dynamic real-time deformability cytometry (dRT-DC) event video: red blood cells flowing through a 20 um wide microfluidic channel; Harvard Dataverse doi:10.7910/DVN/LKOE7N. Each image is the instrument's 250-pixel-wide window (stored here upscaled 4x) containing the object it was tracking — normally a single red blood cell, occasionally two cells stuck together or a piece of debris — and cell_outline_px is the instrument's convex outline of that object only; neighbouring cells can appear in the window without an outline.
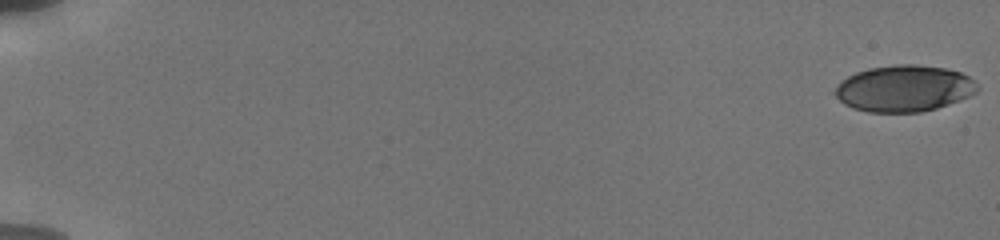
{"species": "human", "species_latin": "Homo sapiens", "temperature_condition": "cold", "stored_images_in_passage": 44, "camera_frame_rate_fps": 3000, "um_per_image_px": 0.085, "donor": {"sex": "male"}, "frame": {"image": 1, "passage_image": 1, "time_ms": 0.0, "image_size_px": [1000, 240], "cell_outline_px": [[980, 88], [976, 92], [968, 96], [948, 104], [936, 108], [920, 112], [868, 112], [852, 108], [844, 104], [832, 92], [840, 80], [856, 72], [868, 68], [896, 64], [916, 64], [944, 68], [960, 72], [968, 76]], "centroid_in_image_um": [76.8, 7.51], "position_along_channel_um": 8.2, "area_um2": 38.55}}
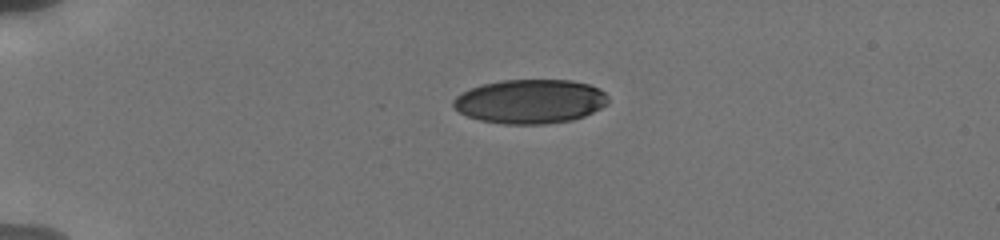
{"frame": {"image": 2, "passage_image": 32, "time_ms": 4.667, "image_size_px": [1000, 240], "cell_outline_px": [[608, 104], [584, 116], [572, 120], [548, 124], [504, 124], [480, 120], [468, 116], [460, 112], [452, 104], [452, 100], [456, 96], [472, 88], [484, 84], [500, 80], [572, 80], [588, 84], [600, 88], [608, 96]], "centroid_in_image_um": [45.1, 8.62], "position_along_channel_um": 39.9, "area_um2": 39.82}}